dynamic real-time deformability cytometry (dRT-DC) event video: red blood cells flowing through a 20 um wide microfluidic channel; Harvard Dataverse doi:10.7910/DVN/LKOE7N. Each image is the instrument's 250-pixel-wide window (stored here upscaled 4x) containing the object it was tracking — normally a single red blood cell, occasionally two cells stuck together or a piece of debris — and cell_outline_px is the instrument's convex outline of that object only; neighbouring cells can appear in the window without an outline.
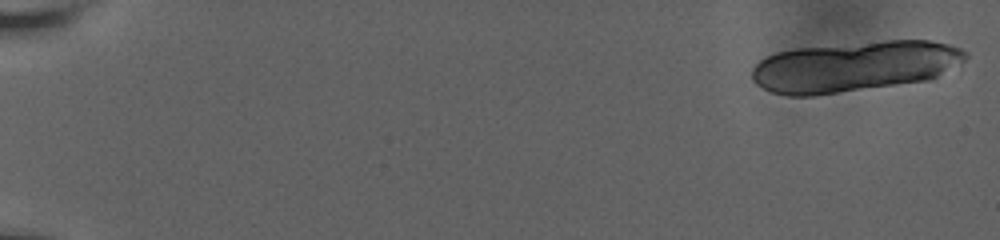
{"species": "human", "species_latin": "Homo sapiens", "temperature_condition": "room temperature", "stored_images_in_passage": 10, "camera_frame_rate_fps": 3000, "um_per_image_px": 0.085, "donor": {"sex": "male"}, "frame": {"image": 1, "passage_image": 1, "time_ms": 0.0, "image_size_px": [1000, 240], "cell_outline_px": [[968, 56], [960, 64], [932, 80], [812, 96], [788, 96], [772, 92], [756, 84], [752, 80], [752, 68], [760, 60], [776, 52], [796, 48], [884, 40], [932, 40], [948, 44], [960, 48], [968, 52]], "centroid_in_image_um": [72.66, 5.64], "position_along_channel_um": 12.3, "area_um2": 63.41}}